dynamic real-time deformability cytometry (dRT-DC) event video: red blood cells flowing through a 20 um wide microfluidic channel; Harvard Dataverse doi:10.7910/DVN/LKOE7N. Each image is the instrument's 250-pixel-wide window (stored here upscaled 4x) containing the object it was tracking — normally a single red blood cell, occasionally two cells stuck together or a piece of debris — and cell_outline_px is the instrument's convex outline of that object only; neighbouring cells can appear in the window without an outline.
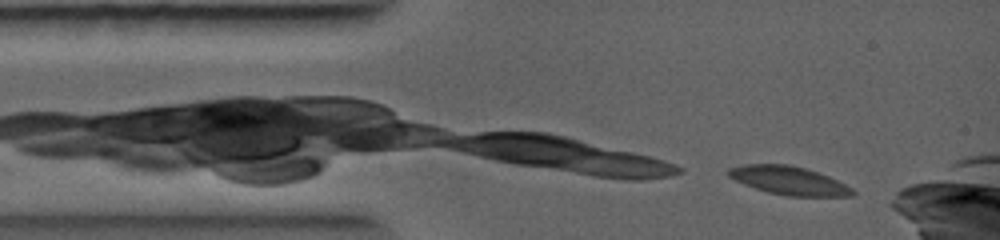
{"species": "common noctule bat (a hibernating species)", "species_latin": "Nyctalus noctula", "temperature_condition": "warm", "stored_images_in_passage": 11, "camera_frame_rate_fps": 5000, "um_per_image_px": 0.085, "animal": {"sex": "female", "body_mass_g": 19.0, "forearm_length_mm": 56.7}, "frame": {"image": 1, "passage_image": 1, "time_ms": 0.0, "image_size_px": [1000, 240], "cell_outline_px": [[856, 196], [788, 196], [768, 192], [744, 184], [728, 176], [724, 172], [728, 168], [744, 164], [788, 164], [804, 168], [828, 176], [852, 188], [856, 192]], "centroid_in_image_um": [67.03, 15.34], "position_along_channel_um": 18.0, "area_um2": 20.46}}
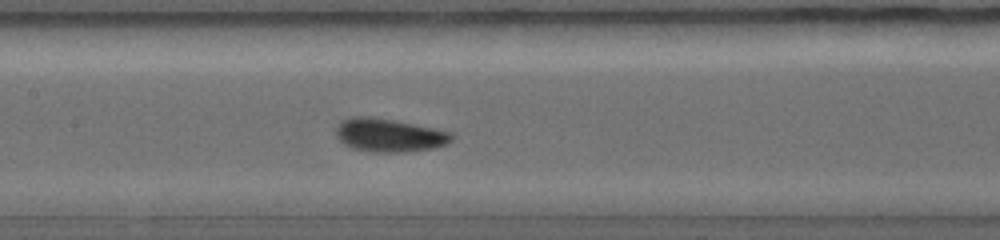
{"frame": {"image": 2, "passage_image": 8, "time_ms": 3.2, "image_size_px": [1000, 240], "cell_outline_px": [[452, 140], [436, 148], [404, 152], [376, 152], [352, 148], [344, 144], [336, 136], [336, 128], [340, 120], [352, 116], [372, 116], [396, 120], [452, 132]], "centroid_in_image_um": [33.05, 11.47], "position_along_channel_um": 174.3, "area_um2": 22.6}}
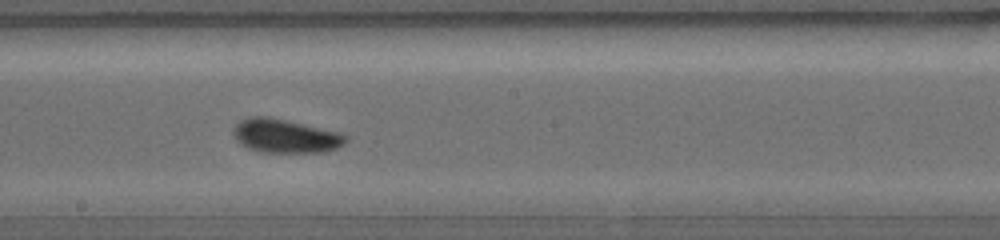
{"frame": {"image": 3, "passage_image": 10, "time_ms": 4.0, "image_size_px": [1000, 240], "cell_outline_px": [[348, 140], [344, 144], [336, 148], [324, 152], [260, 152], [248, 148], [240, 144], [236, 140], [232, 132], [236, 124], [240, 120], [252, 116], [268, 116], [340, 132], [348, 136]], "centroid_in_image_um": [24.25, 11.56], "position_along_channel_um": 224.0, "area_um2": 22.2}}